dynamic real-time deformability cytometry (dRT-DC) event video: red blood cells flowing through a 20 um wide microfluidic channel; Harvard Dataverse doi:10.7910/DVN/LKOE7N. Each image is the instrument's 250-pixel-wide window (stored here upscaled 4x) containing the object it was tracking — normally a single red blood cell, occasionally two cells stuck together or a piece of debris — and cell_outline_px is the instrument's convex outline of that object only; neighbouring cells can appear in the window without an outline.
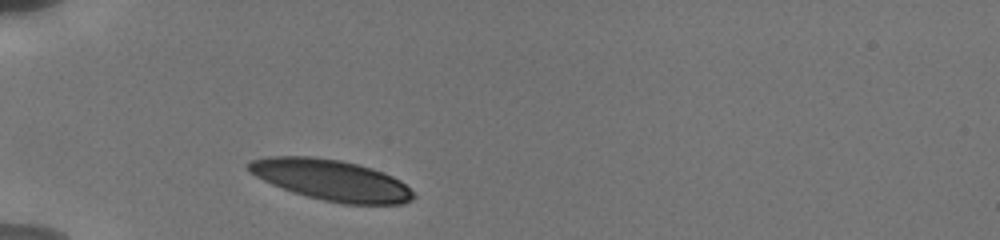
{"species": "human", "species_latin": "Homo sapiens", "temperature_condition": "cold", "stored_images_in_passage": 1, "camera_frame_rate_fps": 3000, "um_per_image_px": 0.085, "donor": {"sex": "male"}, "frame": {"image": 1, "passage_image": 1, "time_ms": 0.0, "image_size_px": [1000, 240], "cell_outline_px": [[416, 196], [412, 200], [400, 204], [344, 204], [324, 200], [292, 192], [272, 184], [248, 172], [244, 168], [244, 164], [252, 160], [268, 156], [312, 156], [340, 160], [372, 168], [384, 172], [400, 180]], "centroid_in_image_um": [28.12, 15.29], "position_along_channel_um": 56.9, "area_um2": 39.3}}